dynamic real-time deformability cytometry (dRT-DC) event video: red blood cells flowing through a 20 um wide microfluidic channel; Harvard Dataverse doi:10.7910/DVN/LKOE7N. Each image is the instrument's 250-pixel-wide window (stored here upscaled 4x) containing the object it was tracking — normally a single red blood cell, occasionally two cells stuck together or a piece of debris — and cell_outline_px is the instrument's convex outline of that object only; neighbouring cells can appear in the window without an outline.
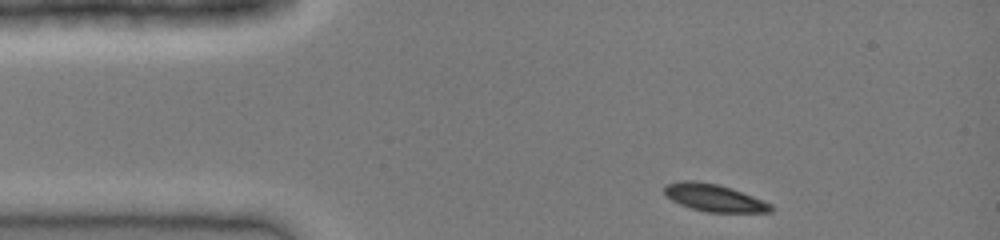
{"species": "common noctule bat (a hibernating species)", "species_latin": "Nyctalus noctula", "temperature_condition": "cold", "stored_images_in_passage": 32, "camera_frame_rate_fps": 3000, "um_per_image_px": 0.085, "animal": {"sex": "female", "body_mass_g": 19.0, "forearm_length_mm": 51.5}, "frame": {"image": 1, "passage_image": 1, "time_ms": 0.0, "image_size_px": [1000, 240], "cell_outline_px": [[772, 212], [708, 212], [692, 208], [680, 204], [672, 200], [664, 192], [664, 188], [668, 184], [680, 180], [692, 180], [716, 184], [732, 188], [772, 204]], "centroid_in_image_um": [60.7, 16.81], "position_along_channel_um": 24.3, "area_um2": 16.7}}
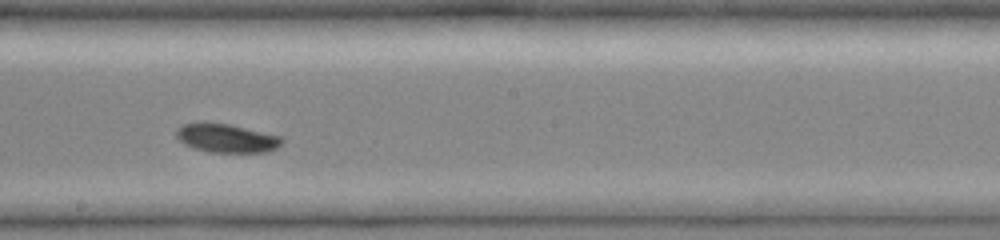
{"frame": {"image": 2, "passage_image": 18, "time_ms": 5.667, "image_size_px": [1000, 240], "cell_outline_px": [[284, 140], [276, 148], [268, 152], [208, 152], [192, 148], [184, 144], [176, 136], [176, 132], [184, 124], [228, 124], [280, 136]], "centroid_in_image_um": [19.28, 11.78], "position_along_channel_um": 228.9, "area_um2": 17.11}}
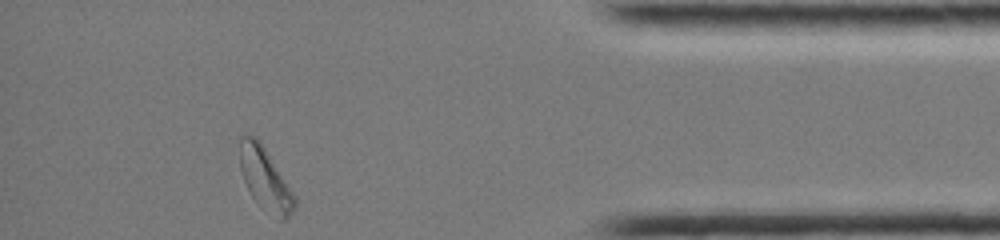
{"frame": {"image": 3, "passage_image": 32, "time_ms": 10.333, "image_size_px": [1000, 240], "cell_outline_px": [[296, 204], [292, 212], [284, 220], [280, 220], [256, 200], [252, 196], [244, 180], [240, 168], [240, 136], [244, 132], [256, 136], [296, 196]], "centroid_in_image_um": [22.53, 15.15], "position_along_channel_um": 412.7, "area_um2": 19.42}}